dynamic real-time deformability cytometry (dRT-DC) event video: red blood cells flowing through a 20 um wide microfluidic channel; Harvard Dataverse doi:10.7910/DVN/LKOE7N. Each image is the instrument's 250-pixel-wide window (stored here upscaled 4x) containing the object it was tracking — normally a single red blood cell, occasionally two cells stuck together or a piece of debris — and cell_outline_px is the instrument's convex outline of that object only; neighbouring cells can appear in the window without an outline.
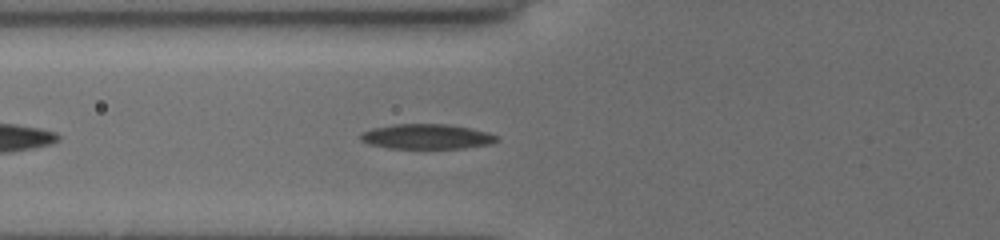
{"species": "common noctule bat (a hibernating species)", "species_latin": "Nyctalus noctula", "temperature_condition": "cold", "stored_images_in_passage": 38, "camera_frame_rate_fps": 3000, "um_per_image_px": 0.085, "animal": {"sex": "female", "body_mass_g": 19.5, "forearm_length_mm": 54.1}, "frame": {"image": 1, "passage_image": 6, "time_ms": 1.667, "image_size_px": [1000, 240], "cell_outline_px": [[500, 140], [492, 144], [464, 148], [388, 148], [368, 144], [360, 140], [360, 132], [372, 128], [392, 124], [448, 124], [488, 132], [500, 136]], "centroid_in_image_um": [36.28, 11.61], "position_along_channel_um": 89.5, "area_um2": 20.06}}
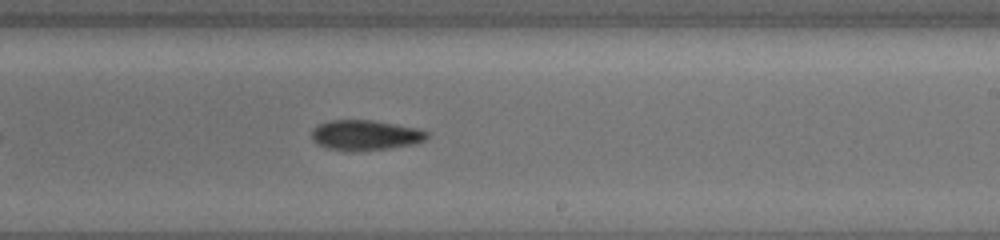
{"frame": {"image": 2, "passage_image": 19, "time_ms": 6.0, "image_size_px": [1000, 240], "cell_outline_px": [[428, 136], [424, 140], [416, 144], [360, 152], [352, 152], [328, 148], [312, 140], [312, 128], [328, 120], [372, 120], [416, 128], [428, 132]], "centroid_in_image_um": [31.04, 11.5], "position_along_channel_um": 258.0, "area_um2": 20.35}}
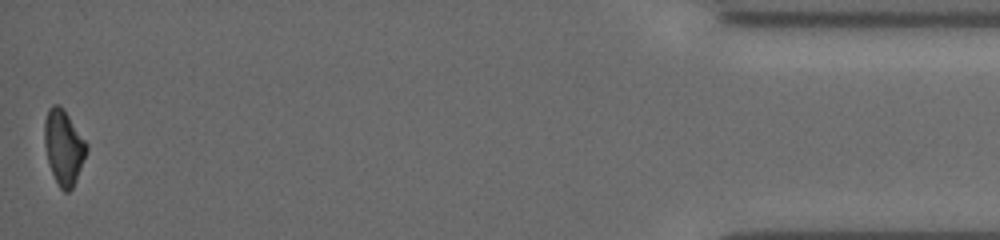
{"frame": {"image": 3, "passage_image": 38, "time_ms": 12.333, "image_size_px": [1000, 240], "cell_outline_px": [[88, 152], [72, 188], [68, 192], [64, 192], [60, 188], [52, 172], [48, 160], [44, 144], [44, 120], [48, 108], [52, 104], [60, 104], [64, 108], [88, 144]], "centroid_in_image_um": [5.42, 12.46], "position_along_channel_um": 429.8, "area_um2": 18.5}, "authors_computed_cell_mechanics": {"area_um2": 19.9121, "velocity_mm_per_s": 3.8872, "shape_relaxation_time_tau1_ms": 2.6731, "shape_relaxation_time_tau2_ms": null, "deformation_change_tau1": 0.1273, "deformation_change_tau2": null}}